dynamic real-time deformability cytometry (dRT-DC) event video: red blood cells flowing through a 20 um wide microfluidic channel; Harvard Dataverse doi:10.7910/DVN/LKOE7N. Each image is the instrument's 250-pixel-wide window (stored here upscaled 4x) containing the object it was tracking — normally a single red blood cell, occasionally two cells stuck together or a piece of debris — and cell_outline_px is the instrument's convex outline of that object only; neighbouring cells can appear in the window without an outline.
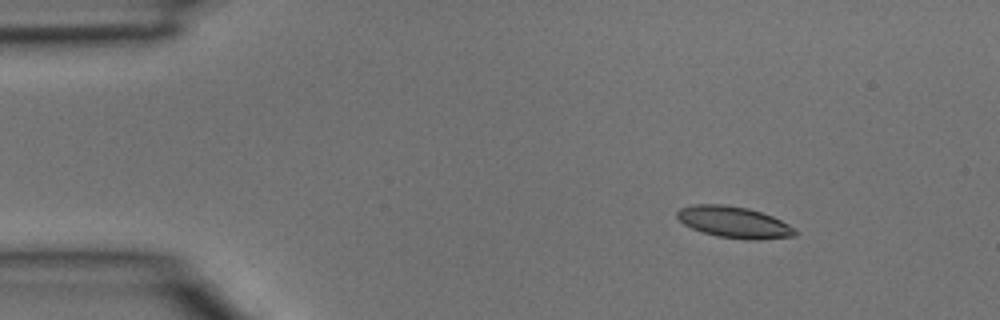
{"species": "common noctule bat (a hibernating species)", "species_latin": "Nyctalus noctula", "temperature_condition": "room temperature", "stored_images_in_passage": 4, "camera_frame_rate_fps": 3000, "um_per_image_px": 0.085, "animal": {"sex": "male", "body_mass_g": 15.6}, "frame": {"image": 1, "passage_image": 1, "time_ms": 0.0, "image_size_px": [1000, 320], "cell_outline_px": [[796, 236], [760, 240], [744, 240], [716, 236], [692, 228], [684, 224], [676, 216], [676, 212], [680, 208], [696, 204], [724, 204], [748, 208], [772, 216], [796, 228]], "centroid_in_image_um": [62.41, 18.89], "position_along_channel_um": 22.6, "area_um2": 21.68}}
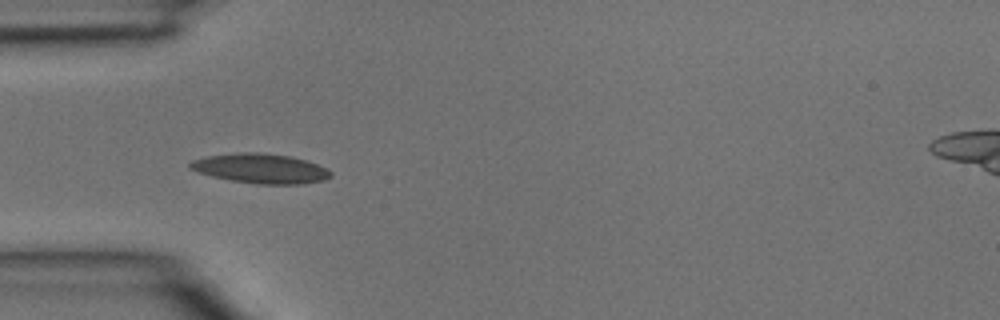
{"frame": {"image": 2, "passage_image": 3, "time_ms": 0.667, "image_size_px": [1000, 320], "cell_outline_px": [[332, 176], [324, 180], [300, 184], [256, 184], [232, 180], [212, 176], [196, 172], [188, 168], [188, 164], [192, 160], [208, 156], [240, 152], [260, 152], [288, 156], [304, 160], [328, 168], [332, 172]], "centroid_in_image_um": [22.14, 14.32], "position_along_channel_um": 62.9, "area_um2": 24.28}}
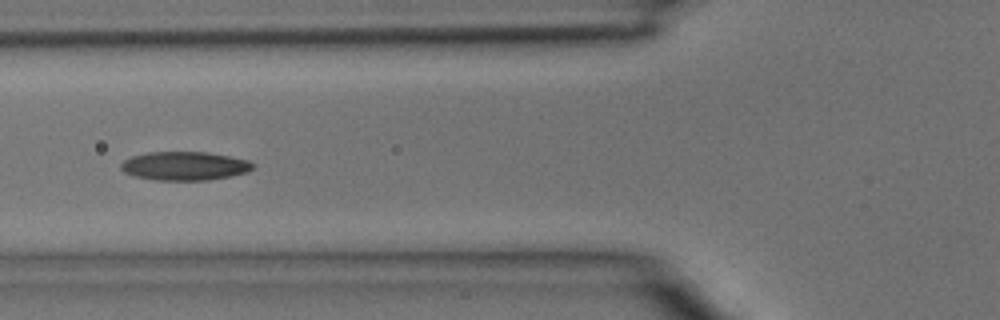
{"frame": {"image": 3, "passage_image": 4, "time_ms": 1.0, "image_size_px": [1000, 320], "cell_outline_px": [[256, 164], [248, 172], [232, 176], [208, 180], [152, 180], [136, 176], [124, 172], [120, 168], [120, 164], [124, 160], [132, 156], [148, 152], [204, 152], [228, 156], [248, 160]], "centroid_in_image_um": [15.69, 14.11], "position_along_channel_um": 110.1, "area_um2": 22.08}}